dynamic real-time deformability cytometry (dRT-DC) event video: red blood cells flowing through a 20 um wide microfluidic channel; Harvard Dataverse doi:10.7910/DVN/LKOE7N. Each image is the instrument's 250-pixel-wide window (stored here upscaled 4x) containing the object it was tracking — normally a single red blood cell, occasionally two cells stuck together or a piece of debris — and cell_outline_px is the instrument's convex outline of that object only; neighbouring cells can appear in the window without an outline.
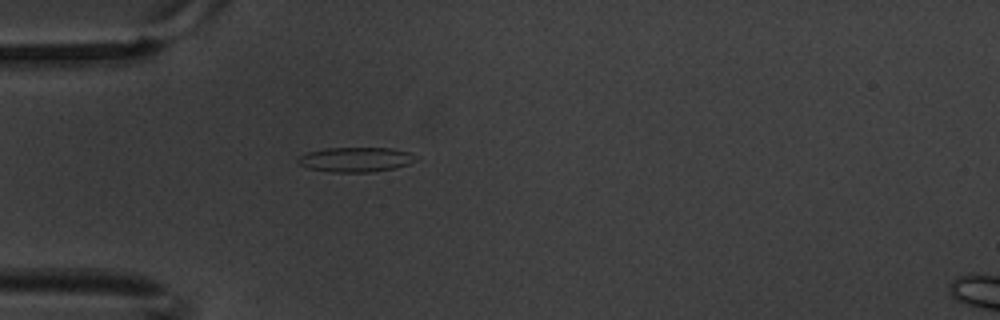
{"species": "common noctule bat (a hibernating species)", "species_latin": "Nyctalus noctula", "temperature_condition": "warm", "stored_images_in_passage": 1, "camera_frame_rate_fps": 3000, "um_per_image_px": 0.085, "animal": {"sex": "male", "body_mass_g": 20.1, "forearm_length_mm": 53.5}, "frame": {"image": 1, "passage_image": 1, "time_ms": 0.0, "image_size_px": [1000, 320], "cell_outline_px": [[420, 156], [416, 160], [408, 164], [392, 168], [372, 172], [332, 172], [308, 168], [300, 164], [296, 160], [300, 156], [308, 152], [328, 148], [392, 148], [408, 152]], "centroid_in_image_um": [30.26, 13.56], "position_along_channel_um": 54.7, "area_um2": 16.88}}